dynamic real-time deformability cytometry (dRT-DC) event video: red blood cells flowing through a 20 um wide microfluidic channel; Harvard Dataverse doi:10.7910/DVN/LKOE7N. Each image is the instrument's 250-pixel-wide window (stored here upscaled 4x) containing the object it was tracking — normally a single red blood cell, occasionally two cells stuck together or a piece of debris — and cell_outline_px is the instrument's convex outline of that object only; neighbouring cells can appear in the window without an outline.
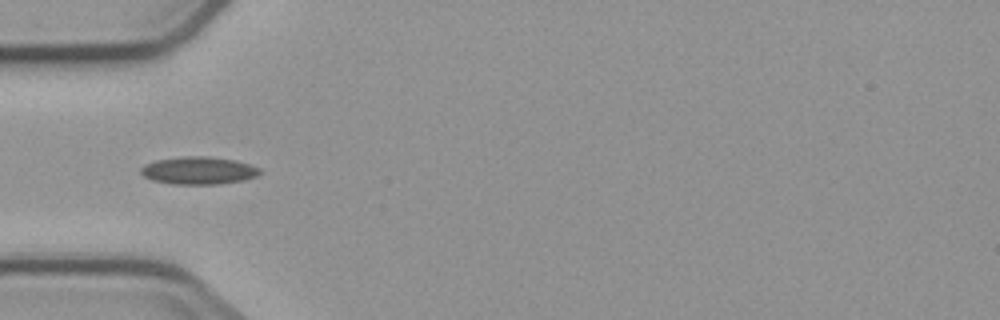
{"species": "common noctule bat (a hibernating species)", "species_latin": "Nyctalus noctula", "temperature_condition": "cold", "stored_images_in_passage": 5, "camera_frame_rate_fps": 3000, "um_per_image_px": 0.085, "animal": {"sex": "male", "body_mass_g": 23.1, "forearm_length_mm": 52.7}, "frame": {"image": 1, "passage_image": 3, "time_ms": 2.333, "image_size_px": [1000, 320], "cell_outline_px": [[264, 172], [256, 176], [244, 180], [220, 184], [172, 184], [152, 180], [144, 176], [140, 172], [140, 168], [144, 164], [156, 160], [184, 156], [208, 156], [236, 160], [260, 168]], "centroid_in_image_um": [16.89, 14.49], "position_along_channel_um": 68.1, "area_um2": 19.31}}
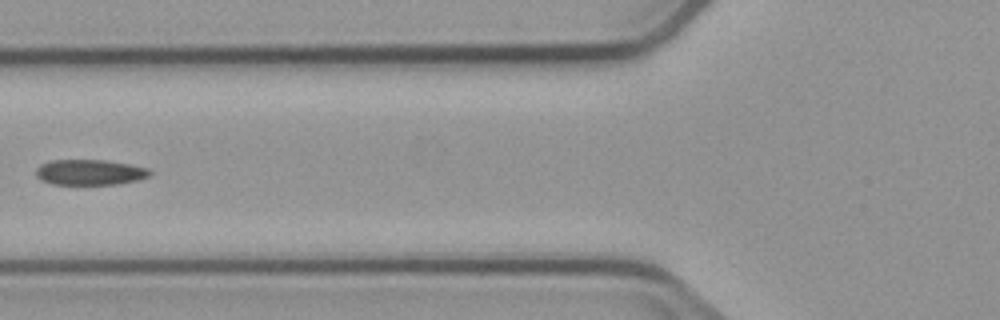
{"frame": {"image": 2, "passage_image": 4, "time_ms": 3.667, "image_size_px": [1000, 320], "cell_outline_px": [[152, 172], [148, 176], [140, 180], [120, 184], [52, 184], [40, 180], [36, 176], [36, 168], [40, 164], [52, 160], [104, 160], [132, 164], [148, 168]], "centroid_in_image_um": [7.65, 14.64], "position_along_channel_um": 118.2, "area_um2": 17.11}}
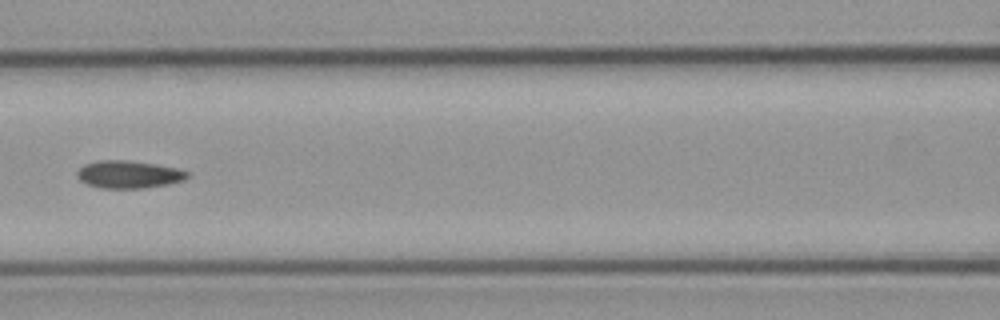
{"frame": {"image": 3, "passage_image": 5, "time_ms": 4.667, "image_size_px": [1000, 320], "cell_outline_px": [[188, 176], [184, 180], [168, 184], [144, 188], [100, 188], [88, 184], [80, 180], [76, 176], [76, 172], [84, 164], [100, 160], [128, 160], [156, 164], [176, 168], [188, 172]], "centroid_in_image_um": [10.92, 14.82], "position_along_channel_um": 155.7, "area_um2": 17.69}}